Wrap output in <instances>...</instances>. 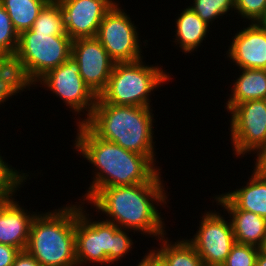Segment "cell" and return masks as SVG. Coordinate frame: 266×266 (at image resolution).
Returning <instances> with one entry per match:
<instances>
[{
	"mask_svg": "<svg viewBox=\"0 0 266 266\" xmlns=\"http://www.w3.org/2000/svg\"><path fill=\"white\" fill-rule=\"evenodd\" d=\"M76 126L77 134L71 148L94 168L90 186L79 201L86 203L101 188L167 183L161 177L162 171L148 157L101 139L85 123Z\"/></svg>",
	"mask_w": 266,
	"mask_h": 266,
	"instance_id": "6da1fadb",
	"label": "cell"
},
{
	"mask_svg": "<svg viewBox=\"0 0 266 266\" xmlns=\"http://www.w3.org/2000/svg\"><path fill=\"white\" fill-rule=\"evenodd\" d=\"M168 197L165 183L113 186L99 189L86 205L93 206L97 216L106 215L103 220L119 228L158 240L168 234L162 210L158 208H168Z\"/></svg>",
	"mask_w": 266,
	"mask_h": 266,
	"instance_id": "7a4b0ae2",
	"label": "cell"
},
{
	"mask_svg": "<svg viewBox=\"0 0 266 266\" xmlns=\"http://www.w3.org/2000/svg\"><path fill=\"white\" fill-rule=\"evenodd\" d=\"M84 123L101 139L148 157L162 170L155 157L153 108L112 105L98 96L91 116Z\"/></svg>",
	"mask_w": 266,
	"mask_h": 266,
	"instance_id": "3957f363",
	"label": "cell"
},
{
	"mask_svg": "<svg viewBox=\"0 0 266 266\" xmlns=\"http://www.w3.org/2000/svg\"><path fill=\"white\" fill-rule=\"evenodd\" d=\"M76 203L71 201L55 210L39 211L32 221L25 250L41 266H77Z\"/></svg>",
	"mask_w": 266,
	"mask_h": 266,
	"instance_id": "277c9868",
	"label": "cell"
},
{
	"mask_svg": "<svg viewBox=\"0 0 266 266\" xmlns=\"http://www.w3.org/2000/svg\"><path fill=\"white\" fill-rule=\"evenodd\" d=\"M86 207L85 203L77 201L75 228L77 266H110L121 260L123 262L122 258H126V255L135 248L131 233L135 235V232L119 228L114 223L103 220L104 217L96 220Z\"/></svg>",
	"mask_w": 266,
	"mask_h": 266,
	"instance_id": "5b68a950",
	"label": "cell"
},
{
	"mask_svg": "<svg viewBox=\"0 0 266 266\" xmlns=\"http://www.w3.org/2000/svg\"><path fill=\"white\" fill-rule=\"evenodd\" d=\"M155 64L148 65L143 59L115 63L107 87L99 97L112 105L154 108L151 95L173 79L165 67Z\"/></svg>",
	"mask_w": 266,
	"mask_h": 266,
	"instance_id": "8992f818",
	"label": "cell"
},
{
	"mask_svg": "<svg viewBox=\"0 0 266 266\" xmlns=\"http://www.w3.org/2000/svg\"><path fill=\"white\" fill-rule=\"evenodd\" d=\"M35 85L36 88L38 85L41 89L47 88L46 91L61 99L76 116L74 123H84L91 116L97 96L82 79L78 62L74 57L70 56L65 63L47 72Z\"/></svg>",
	"mask_w": 266,
	"mask_h": 266,
	"instance_id": "52a82bcc",
	"label": "cell"
},
{
	"mask_svg": "<svg viewBox=\"0 0 266 266\" xmlns=\"http://www.w3.org/2000/svg\"><path fill=\"white\" fill-rule=\"evenodd\" d=\"M72 42L68 35L51 36L30 29L19 34L15 53L36 83L47 72L67 61L72 54Z\"/></svg>",
	"mask_w": 266,
	"mask_h": 266,
	"instance_id": "ba28073f",
	"label": "cell"
},
{
	"mask_svg": "<svg viewBox=\"0 0 266 266\" xmlns=\"http://www.w3.org/2000/svg\"><path fill=\"white\" fill-rule=\"evenodd\" d=\"M120 2L116 1L106 12L96 38L115 63L145 59L138 31L140 28L131 20L126 9H122Z\"/></svg>",
	"mask_w": 266,
	"mask_h": 266,
	"instance_id": "9c48e42d",
	"label": "cell"
},
{
	"mask_svg": "<svg viewBox=\"0 0 266 266\" xmlns=\"http://www.w3.org/2000/svg\"><path fill=\"white\" fill-rule=\"evenodd\" d=\"M228 114L229 139L234 157L254 156L266 146V104L263 99L235 105Z\"/></svg>",
	"mask_w": 266,
	"mask_h": 266,
	"instance_id": "30bf717a",
	"label": "cell"
},
{
	"mask_svg": "<svg viewBox=\"0 0 266 266\" xmlns=\"http://www.w3.org/2000/svg\"><path fill=\"white\" fill-rule=\"evenodd\" d=\"M219 211L210 209L201 213L197 231L192 238L185 237L199 254L204 266H222L236 243L229 216L226 217L225 211L223 215L222 209Z\"/></svg>",
	"mask_w": 266,
	"mask_h": 266,
	"instance_id": "8fae6325",
	"label": "cell"
},
{
	"mask_svg": "<svg viewBox=\"0 0 266 266\" xmlns=\"http://www.w3.org/2000/svg\"><path fill=\"white\" fill-rule=\"evenodd\" d=\"M71 56L85 84L98 97L107 87L115 62L96 37L74 39Z\"/></svg>",
	"mask_w": 266,
	"mask_h": 266,
	"instance_id": "7c38bea8",
	"label": "cell"
},
{
	"mask_svg": "<svg viewBox=\"0 0 266 266\" xmlns=\"http://www.w3.org/2000/svg\"><path fill=\"white\" fill-rule=\"evenodd\" d=\"M63 12L66 34L72 39L96 37L106 12L117 0H56Z\"/></svg>",
	"mask_w": 266,
	"mask_h": 266,
	"instance_id": "4fadbf2b",
	"label": "cell"
},
{
	"mask_svg": "<svg viewBox=\"0 0 266 266\" xmlns=\"http://www.w3.org/2000/svg\"><path fill=\"white\" fill-rule=\"evenodd\" d=\"M233 33L226 57L238 69H266V23H245Z\"/></svg>",
	"mask_w": 266,
	"mask_h": 266,
	"instance_id": "5bb4252c",
	"label": "cell"
},
{
	"mask_svg": "<svg viewBox=\"0 0 266 266\" xmlns=\"http://www.w3.org/2000/svg\"><path fill=\"white\" fill-rule=\"evenodd\" d=\"M23 207L17 198L0 203V244L26 249L32 221L39 213Z\"/></svg>",
	"mask_w": 266,
	"mask_h": 266,
	"instance_id": "9a60e30c",
	"label": "cell"
},
{
	"mask_svg": "<svg viewBox=\"0 0 266 266\" xmlns=\"http://www.w3.org/2000/svg\"><path fill=\"white\" fill-rule=\"evenodd\" d=\"M211 200L217 208L226 211L233 227L235 241L262 249L266 240V218L253 212L237 209L223 194H217Z\"/></svg>",
	"mask_w": 266,
	"mask_h": 266,
	"instance_id": "2e32d148",
	"label": "cell"
},
{
	"mask_svg": "<svg viewBox=\"0 0 266 266\" xmlns=\"http://www.w3.org/2000/svg\"><path fill=\"white\" fill-rule=\"evenodd\" d=\"M181 11L178 16L174 19L175 21V32L173 36L174 42L180 48L182 53L192 54L197 52L203 41L208 39V33L212 29L208 24H206L193 10L190 6L186 5L185 8L179 10ZM179 45V46H178Z\"/></svg>",
	"mask_w": 266,
	"mask_h": 266,
	"instance_id": "e0dca14e",
	"label": "cell"
},
{
	"mask_svg": "<svg viewBox=\"0 0 266 266\" xmlns=\"http://www.w3.org/2000/svg\"><path fill=\"white\" fill-rule=\"evenodd\" d=\"M251 175L240 186L222 194L239 210L253 212L266 218V177L251 169Z\"/></svg>",
	"mask_w": 266,
	"mask_h": 266,
	"instance_id": "ac0fdd59",
	"label": "cell"
},
{
	"mask_svg": "<svg viewBox=\"0 0 266 266\" xmlns=\"http://www.w3.org/2000/svg\"><path fill=\"white\" fill-rule=\"evenodd\" d=\"M240 71V73H239ZM236 80H231L229 97L224 102L227 113L238 104L266 97V69H239Z\"/></svg>",
	"mask_w": 266,
	"mask_h": 266,
	"instance_id": "d6986e66",
	"label": "cell"
},
{
	"mask_svg": "<svg viewBox=\"0 0 266 266\" xmlns=\"http://www.w3.org/2000/svg\"><path fill=\"white\" fill-rule=\"evenodd\" d=\"M168 235L155 241H159V247H152L167 266H204L199 254L186 238L181 236V239L177 237V240L173 241Z\"/></svg>",
	"mask_w": 266,
	"mask_h": 266,
	"instance_id": "ffe728a7",
	"label": "cell"
},
{
	"mask_svg": "<svg viewBox=\"0 0 266 266\" xmlns=\"http://www.w3.org/2000/svg\"><path fill=\"white\" fill-rule=\"evenodd\" d=\"M50 0H0L15 31L30 30L40 11Z\"/></svg>",
	"mask_w": 266,
	"mask_h": 266,
	"instance_id": "44dd1931",
	"label": "cell"
},
{
	"mask_svg": "<svg viewBox=\"0 0 266 266\" xmlns=\"http://www.w3.org/2000/svg\"><path fill=\"white\" fill-rule=\"evenodd\" d=\"M0 79L4 80L20 96L23 91H30L36 86L24 62L16 53L0 55Z\"/></svg>",
	"mask_w": 266,
	"mask_h": 266,
	"instance_id": "7402d4cb",
	"label": "cell"
},
{
	"mask_svg": "<svg viewBox=\"0 0 266 266\" xmlns=\"http://www.w3.org/2000/svg\"><path fill=\"white\" fill-rule=\"evenodd\" d=\"M1 154L2 153L0 152V203L12 200L16 196H19L17 193L22 189L21 187L27 184L26 181L30 180L33 175L36 176L34 173H26V171L24 172L22 169L20 171V169L12 167L9 162L4 160V158L6 160L7 158Z\"/></svg>",
	"mask_w": 266,
	"mask_h": 266,
	"instance_id": "603a6c76",
	"label": "cell"
},
{
	"mask_svg": "<svg viewBox=\"0 0 266 266\" xmlns=\"http://www.w3.org/2000/svg\"><path fill=\"white\" fill-rule=\"evenodd\" d=\"M31 30L34 33H44L51 36L67 35L63 12L56 0H50L40 11Z\"/></svg>",
	"mask_w": 266,
	"mask_h": 266,
	"instance_id": "cb8c5ba5",
	"label": "cell"
},
{
	"mask_svg": "<svg viewBox=\"0 0 266 266\" xmlns=\"http://www.w3.org/2000/svg\"><path fill=\"white\" fill-rule=\"evenodd\" d=\"M192 10L209 26L218 19H224V15L235 13V0H190ZM234 11V13H232ZM230 12V13H229ZM232 13V14H231ZM217 20V21H215ZM215 21V22H214Z\"/></svg>",
	"mask_w": 266,
	"mask_h": 266,
	"instance_id": "d4e9b609",
	"label": "cell"
},
{
	"mask_svg": "<svg viewBox=\"0 0 266 266\" xmlns=\"http://www.w3.org/2000/svg\"><path fill=\"white\" fill-rule=\"evenodd\" d=\"M236 13L243 22L266 23V0H235Z\"/></svg>",
	"mask_w": 266,
	"mask_h": 266,
	"instance_id": "484cf974",
	"label": "cell"
},
{
	"mask_svg": "<svg viewBox=\"0 0 266 266\" xmlns=\"http://www.w3.org/2000/svg\"><path fill=\"white\" fill-rule=\"evenodd\" d=\"M19 34L15 31L11 19L0 3V54H13L18 46Z\"/></svg>",
	"mask_w": 266,
	"mask_h": 266,
	"instance_id": "4316f807",
	"label": "cell"
},
{
	"mask_svg": "<svg viewBox=\"0 0 266 266\" xmlns=\"http://www.w3.org/2000/svg\"><path fill=\"white\" fill-rule=\"evenodd\" d=\"M259 248L235 243L222 266H256Z\"/></svg>",
	"mask_w": 266,
	"mask_h": 266,
	"instance_id": "83f0119b",
	"label": "cell"
},
{
	"mask_svg": "<svg viewBox=\"0 0 266 266\" xmlns=\"http://www.w3.org/2000/svg\"><path fill=\"white\" fill-rule=\"evenodd\" d=\"M20 250L5 244H0V266H12Z\"/></svg>",
	"mask_w": 266,
	"mask_h": 266,
	"instance_id": "f1b7e54d",
	"label": "cell"
},
{
	"mask_svg": "<svg viewBox=\"0 0 266 266\" xmlns=\"http://www.w3.org/2000/svg\"><path fill=\"white\" fill-rule=\"evenodd\" d=\"M136 266H167V264L153 249H149Z\"/></svg>",
	"mask_w": 266,
	"mask_h": 266,
	"instance_id": "f546056e",
	"label": "cell"
},
{
	"mask_svg": "<svg viewBox=\"0 0 266 266\" xmlns=\"http://www.w3.org/2000/svg\"><path fill=\"white\" fill-rule=\"evenodd\" d=\"M12 266H41V264L26 250L20 251Z\"/></svg>",
	"mask_w": 266,
	"mask_h": 266,
	"instance_id": "4dcf8cb0",
	"label": "cell"
},
{
	"mask_svg": "<svg viewBox=\"0 0 266 266\" xmlns=\"http://www.w3.org/2000/svg\"><path fill=\"white\" fill-rule=\"evenodd\" d=\"M256 157V158H255ZM254 157L253 168L256 170L261 176L266 177V146L261 148Z\"/></svg>",
	"mask_w": 266,
	"mask_h": 266,
	"instance_id": "1f68e13d",
	"label": "cell"
},
{
	"mask_svg": "<svg viewBox=\"0 0 266 266\" xmlns=\"http://www.w3.org/2000/svg\"><path fill=\"white\" fill-rule=\"evenodd\" d=\"M18 94L11 89V87L4 81L0 79V107L3 106L4 102L11 100V98Z\"/></svg>",
	"mask_w": 266,
	"mask_h": 266,
	"instance_id": "d6a6232c",
	"label": "cell"
},
{
	"mask_svg": "<svg viewBox=\"0 0 266 266\" xmlns=\"http://www.w3.org/2000/svg\"><path fill=\"white\" fill-rule=\"evenodd\" d=\"M256 266H266V251L260 249L256 258Z\"/></svg>",
	"mask_w": 266,
	"mask_h": 266,
	"instance_id": "836d02e7",
	"label": "cell"
},
{
	"mask_svg": "<svg viewBox=\"0 0 266 266\" xmlns=\"http://www.w3.org/2000/svg\"><path fill=\"white\" fill-rule=\"evenodd\" d=\"M262 249H263L264 251H266V240H265V243H264V246L262 247Z\"/></svg>",
	"mask_w": 266,
	"mask_h": 266,
	"instance_id": "e575fe53",
	"label": "cell"
}]
</instances>
